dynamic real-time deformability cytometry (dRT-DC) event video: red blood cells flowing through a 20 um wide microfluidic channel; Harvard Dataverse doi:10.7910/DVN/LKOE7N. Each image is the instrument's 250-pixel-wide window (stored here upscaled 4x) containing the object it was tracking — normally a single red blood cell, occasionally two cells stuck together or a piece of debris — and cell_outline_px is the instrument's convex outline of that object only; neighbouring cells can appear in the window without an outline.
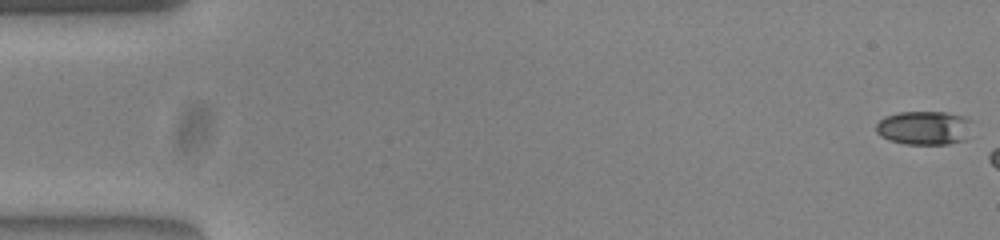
{"species": "common noctule bat (a hibernating species)", "species_latin": "Nyctalus noctula", "temperature_condition": "warm", "stored_images_in_passage": 6, "camera_frame_rate_fps": 3000, "um_per_image_px": 0.085, "animal": {"sex": "female", "body_mass_g": 23.0, "forearm_length_mm": 53.4}, "frame": {"image": 1, "passage_image": 1, "time_ms": 0.0, "image_size_px": [1000, 240], "cell_outline_px": [[972, 120], [964, 140], [948, 144], [904, 144], [888, 140], [880, 136], [876, 132], [876, 124], [884, 116], [900, 112], [948, 112], [964, 116]], "centroid_in_image_um": [78.52, 10.86], "position_along_channel_um": 6.5, "area_um2": 19.02}}